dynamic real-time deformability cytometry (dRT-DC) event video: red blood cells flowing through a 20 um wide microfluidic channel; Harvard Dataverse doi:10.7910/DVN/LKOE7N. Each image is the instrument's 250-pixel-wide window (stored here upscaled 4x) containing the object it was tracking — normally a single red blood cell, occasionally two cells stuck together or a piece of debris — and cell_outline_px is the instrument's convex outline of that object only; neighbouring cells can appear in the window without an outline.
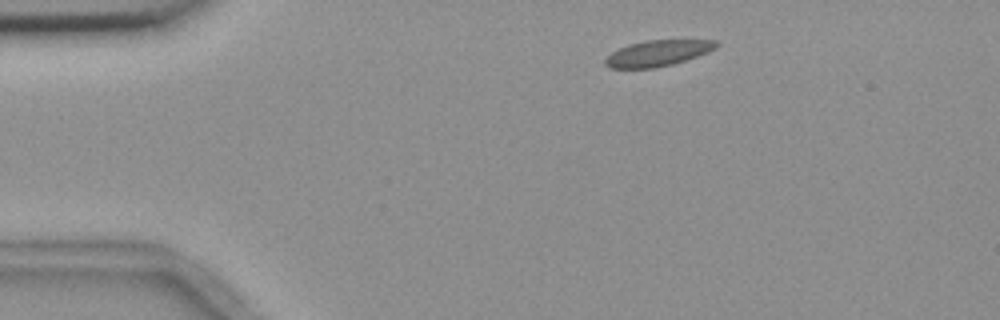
{"species": "common noctule bat (a hibernating species)", "species_latin": "Nyctalus noctula", "temperature_condition": "room temperature", "stored_images_in_passage": 4, "camera_frame_rate_fps": 3000, "um_per_image_px": 0.085, "animal": {"sex": "female", "body_mass_g": 18.4}, "frame": {"image": 1, "passage_image": 1, "time_ms": 0.0, "image_size_px": [1000, 320], "cell_outline_px": [[720, 44], [716, 48], [708, 52], [672, 64], [656, 68], [612, 68], [604, 64], [604, 60], [612, 52], [628, 44], [644, 40], [716, 40]], "centroid_in_image_um": [55.91, 4.51], "position_along_channel_um": 29.1, "area_um2": 16.7}}